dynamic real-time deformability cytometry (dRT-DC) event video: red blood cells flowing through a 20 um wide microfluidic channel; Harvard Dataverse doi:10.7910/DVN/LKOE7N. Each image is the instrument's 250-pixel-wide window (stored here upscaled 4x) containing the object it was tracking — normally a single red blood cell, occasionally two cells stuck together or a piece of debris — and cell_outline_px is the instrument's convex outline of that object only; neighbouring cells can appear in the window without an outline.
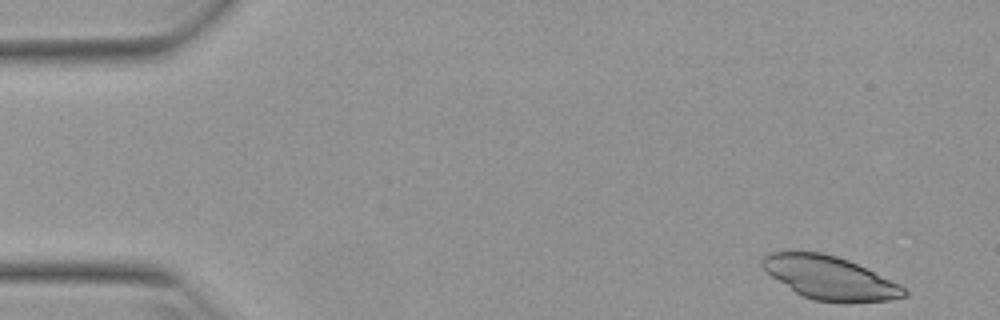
{"species": "Egyptian fruit bat (a non-hibernating species)", "species_latin": "Rousettus aegyptiacus", "temperature_condition": "warm", "stored_images_in_passage": 13, "camera_frame_rate_fps": 3000, "um_per_image_px": 0.085, "animal": {"sex": "female"}, "frame": {"image": 1, "passage_image": 1, "time_ms": 0.0, "image_size_px": [1000, 320], "cell_outline_px": [[908, 296], [888, 300], [848, 304], [844, 304], [812, 300], [796, 292], [772, 276], [760, 264], [760, 260], [768, 252], [820, 252], [836, 256], [848, 260], [900, 284], [908, 292]], "centroid_in_image_um": [70.56, 23.64], "position_along_channel_um": 14.4, "area_um2": 35.78}}